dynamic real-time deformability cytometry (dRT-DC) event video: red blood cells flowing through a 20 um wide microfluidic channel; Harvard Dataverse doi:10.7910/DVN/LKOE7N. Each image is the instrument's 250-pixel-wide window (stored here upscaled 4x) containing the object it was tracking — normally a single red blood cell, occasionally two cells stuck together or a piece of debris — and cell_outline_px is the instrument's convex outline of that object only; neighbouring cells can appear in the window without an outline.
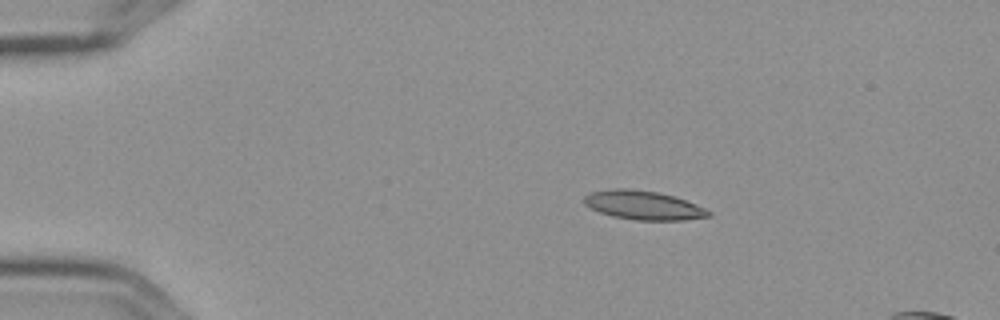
{"species": "Egyptian fruit bat (a non-hibernating species)", "species_latin": "Rousettus aegyptiacus", "temperature_condition": "cold", "stored_images_in_passage": 5, "segment_of_instrument_passage": [1, 2], "camera_frame_rate_fps": 3000, "um_per_image_px": 0.085, "frame": {"image": 1, "passage_image": 2, "time_ms": 0.333, "image_size_px": [1000, 320], "cell_outline_px": [[712, 216], [684, 220], [636, 220], [612, 216], [600, 212], [584, 204], [584, 196], [592, 192], [612, 188], [628, 188], [656, 192], [672, 196], [696, 204], [712, 212]], "centroid_in_image_um": [54.69, 17.45], "position_along_channel_um": 30.3, "area_um2": 20.81}}